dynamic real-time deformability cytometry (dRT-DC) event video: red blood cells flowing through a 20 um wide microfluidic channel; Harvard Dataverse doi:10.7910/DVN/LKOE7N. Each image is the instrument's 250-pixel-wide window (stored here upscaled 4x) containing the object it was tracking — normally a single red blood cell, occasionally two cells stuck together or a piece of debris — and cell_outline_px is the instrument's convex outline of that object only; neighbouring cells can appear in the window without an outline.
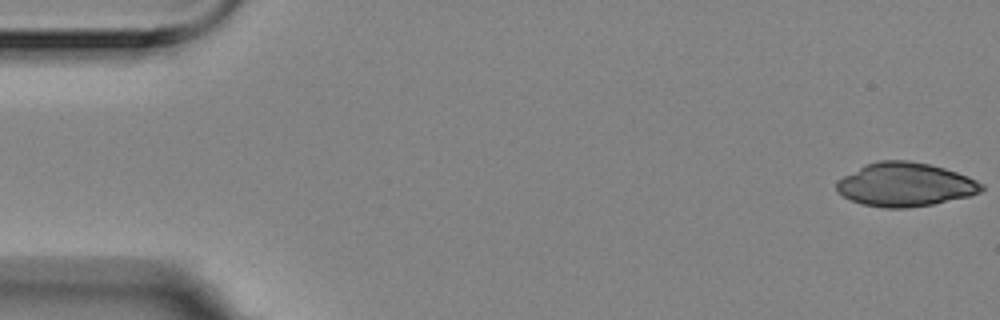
{"species": "Egyptian fruit bat (a non-hibernating species)", "species_latin": "Rousettus aegyptiacus", "temperature_condition": "room temperature", "stored_images_in_passage": 56, "camera_frame_rate_fps": 3000, "um_per_image_px": 0.085, "animal": {"sex": "female"}, "frame": {"image": 1, "passage_image": 1, "time_ms": 0.0, "image_size_px": [1000, 320], "cell_outline_px": [[984, 188], [980, 192], [968, 196], [932, 204], [908, 208], [884, 208], [860, 204], [844, 196], [836, 188], [836, 180], [864, 164], [876, 160], [908, 160], [928, 164], [944, 168], [968, 176], [984, 184]], "centroid_in_image_um": [76.92, 15.68], "position_along_channel_um": 8.1, "area_um2": 36.99}}